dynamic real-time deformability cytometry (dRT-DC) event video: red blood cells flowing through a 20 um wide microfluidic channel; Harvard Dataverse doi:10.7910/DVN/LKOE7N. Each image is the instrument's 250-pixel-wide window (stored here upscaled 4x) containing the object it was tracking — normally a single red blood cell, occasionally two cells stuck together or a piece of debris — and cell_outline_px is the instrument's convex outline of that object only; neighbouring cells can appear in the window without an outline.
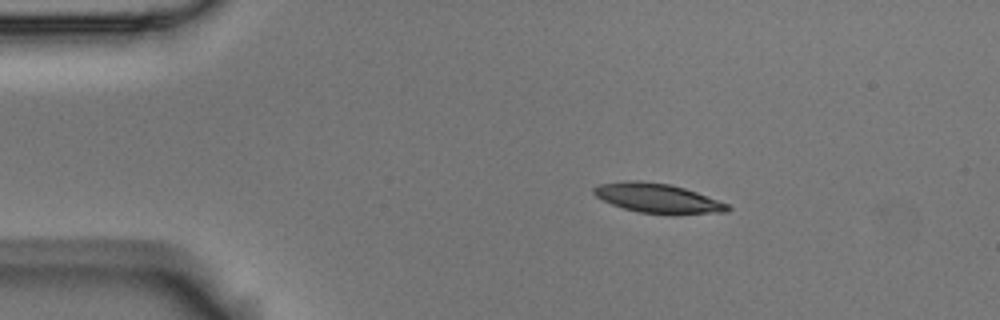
{"species": "Egyptian fruit bat (a non-hibernating species)", "species_latin": "Rousettus aegyptiacus", "temperature_condition": "room temperature", "stored_images_in_passage": 5, "camera_frame_rate_fps": 3000, "um_per_image_px": 0.085, "animal": {"sex": "male"}, "frame": {"image": 1, "passage_image": 2, "time_ms": 0.333, "image_size_px": [1000, 320], "cell_outline_px": [[732, 208], [728, 212], [672, 216], [640, 212], [624, 208], [612, 204], [596, 196], [592, 192], [592, 188], [600, 184], [628, 180], [640, 180], [668, 184], [684, 188], [696, 192], [728, 204]], "centroid_in_image_um": [55.95, 16.87], "position_along_channel_um": 29.1, "area_um2": 23.29}}
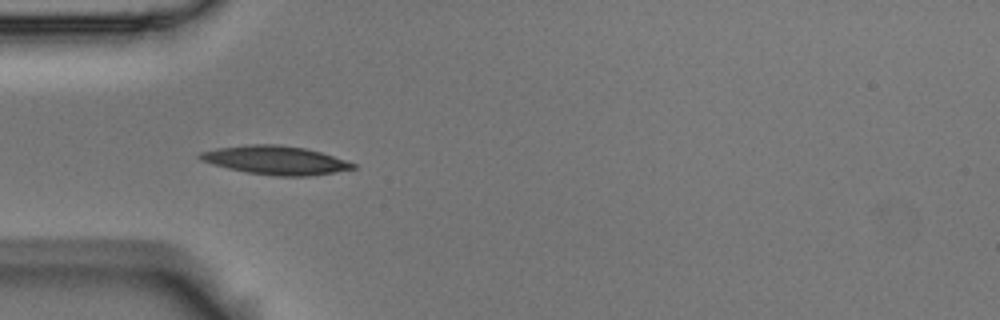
{"frame": {"image": 2, "passage_image": 4, "time_ms": 1.0, "image_size_px": [1000, 320], "cell_outline_px": [[356, 168], [308, 176], [276, 176], [248, 172], [228, 168], [212, 164], [200, 160], [196, 156], [200, 152], [216, 148], [252, 144], [280, 144], [304, 148], [320, 152], [356, 164]], "centroid_in_image_um": [23.36, 13.61], "position_along_channel_um": 61.6, "area_um2": 25.26}}
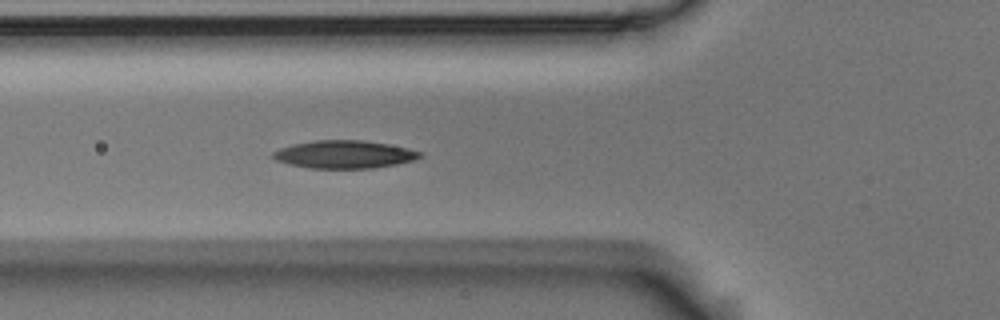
{"frame": {"image": 3, "passage_image": 5, "time_ms": 1.333, "image_size_px": [1000, 320], "cell_outline_px": [[424, 156], [412, 160], [396, 164], [372, 168], [308, 168], [288, 164], [276, 160], [272, 156], [272, 152], [280, 148], [292, 144], [312, 140], [364, 140], [388, 144], [408, 148], [424, 152]], "centroid_in_image_um": [29.27, 13.11], "position_along_channel_um": 96.5, "area_um2": 23.99}}